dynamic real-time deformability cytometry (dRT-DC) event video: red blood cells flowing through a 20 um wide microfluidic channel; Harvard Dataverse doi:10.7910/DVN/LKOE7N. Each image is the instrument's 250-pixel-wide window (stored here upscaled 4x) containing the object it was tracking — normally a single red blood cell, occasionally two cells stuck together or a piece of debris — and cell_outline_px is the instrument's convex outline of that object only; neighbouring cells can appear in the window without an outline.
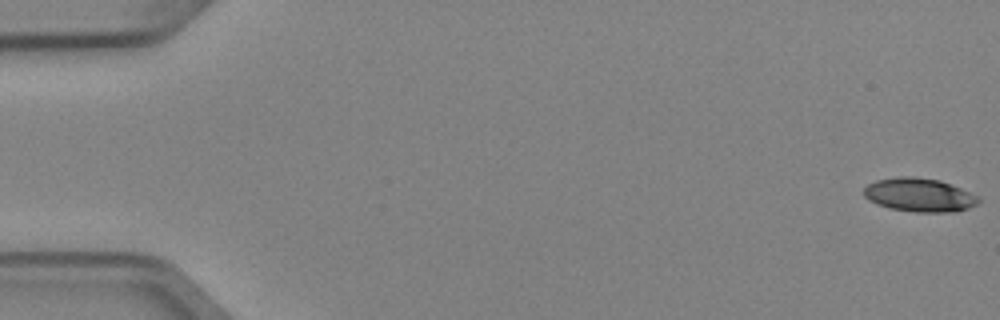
{"species": "Egyptian fruit bat (a non-hibernating species)", "species_latin": "Rousettus aegyptiacus", "temperature_condition": "cold", "stored_images_in_passage": 6, "camera_frame_rate_fps": 3000, "um_per_image_px": 0.085, "animal": {"sex": "female"}, "frame": {"image": 1, "passage_image": 1, "time_ms": 0.0, "image_size_px": [1000, 320], "cell_outline_px": [[980, 200], [976, 204], [968, 208], [956, 212], [916, 212], [892, 208], [868, 200], [864, 196], [864, 188], [868, 184], [876, 180], [896, 176], [916, 176], [940, 180], [960, 188], [976, 196]], "centroid_in_image_um": [78.13, 16.55], "position_along_channel_um": 6.9, "area_um2": 22.31}}
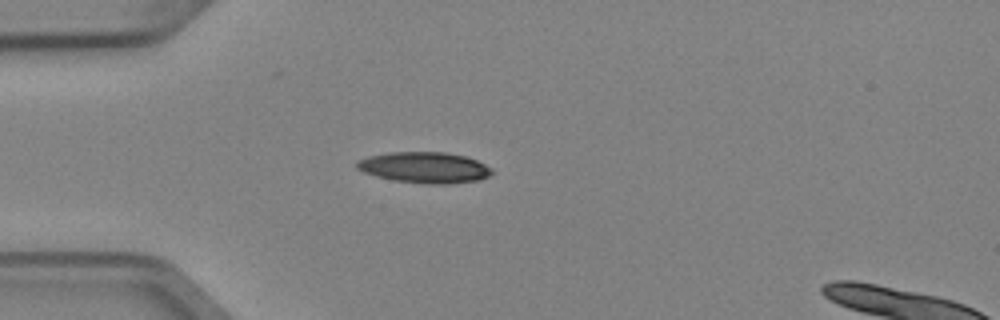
{"frame": {"image": 2, "passage_image": 5, "time_ms": 1.333, "image_size_px": [1000, 320], "cell_outline_px": [[492, 172], [488, 176], [480, 180], [448, 184], [428, 184], [392, 180], [376, 176], [364, 172], [356, 168], [356, 160], [368, 156], [392, 152], [444, 152], [464, 156], [476, 160], [492, 168]], "centroid_in_image_um": [36.07, 14.24], "position_along_channel_um": 48.9, "area_um2": 24.39}}